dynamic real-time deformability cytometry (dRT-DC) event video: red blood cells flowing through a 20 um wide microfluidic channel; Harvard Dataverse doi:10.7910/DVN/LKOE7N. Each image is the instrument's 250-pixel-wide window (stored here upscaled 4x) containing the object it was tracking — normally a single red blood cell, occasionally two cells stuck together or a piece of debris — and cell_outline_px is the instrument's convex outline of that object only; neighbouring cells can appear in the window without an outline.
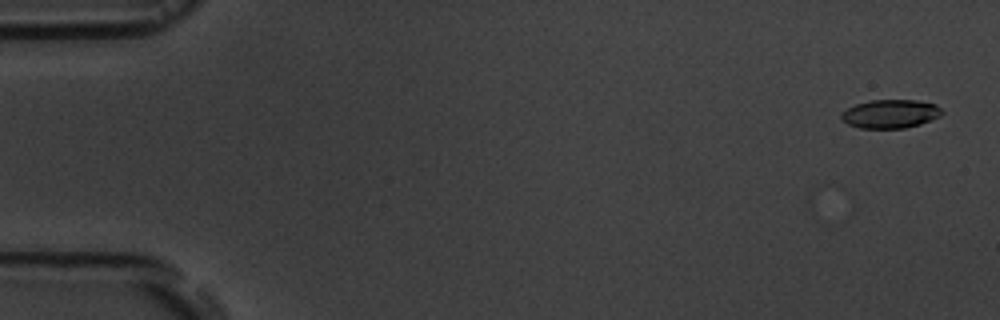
{"species": "common noctule bat (a hibernating species)", "species_latin": "Nyctalus noctula", "temperature_condition": "room temperature", "stored_images_in_passage": 5, "camera_frame_rate_fps": 3000, "um_per_image_px": 0.085, "animal": {"sex": "male", "body_mass_g": 19.5, "forearm_length_mm": 54.6}, "frame": {"image": 1, "passage_image": 1, "time_ms": 0.0, "image_size_px": [1000, 320], "cell_outline_px": [[944, 112], [940, 116], [920, 124], [904, 128], [860, 128], [848, 124], [840, 116], [840, 112], [856, 104], [872, 100], [916, 100], [936, 104]], "centroid_in_image_um": [75.69, 9.67], "position_along_channel_um": 9.3, "area_um2": 16.7}}
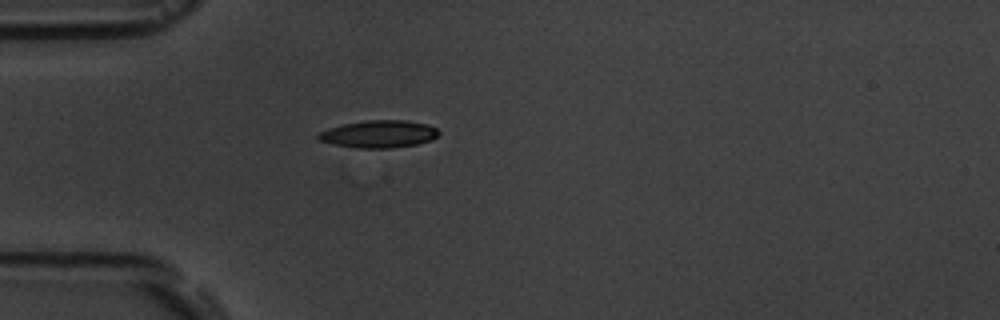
{"frame": {"image": 2, "passage_image": 5, "time_ms": 4.667, "image_size_px": [1000, 320], "cell_outline_px": [[440, 132], [432, 140], [416, 144], [392, 148], [360, 148], [332, 144], [320, 140], [316, 136], [320, 132], [328, 128], [344, 124], [364, 120], [408, 120], [428, 124], [436, 128]], "centroid_in_image_um": [32.22, 11.38], "position_along_channel_um": 52.8, "area_um2": 19.25}}